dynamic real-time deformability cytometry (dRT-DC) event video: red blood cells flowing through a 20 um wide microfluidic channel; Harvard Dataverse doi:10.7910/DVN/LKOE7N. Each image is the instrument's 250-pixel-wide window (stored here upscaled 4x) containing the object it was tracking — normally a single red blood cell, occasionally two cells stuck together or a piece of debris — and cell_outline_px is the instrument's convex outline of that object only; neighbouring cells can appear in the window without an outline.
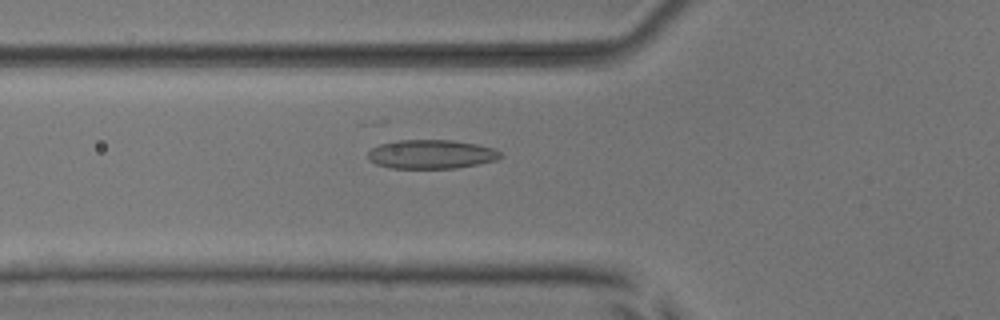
{"species": "common noctule bat (a hibernating species)", "species_latin": "Nyctalus noctula", "temperature_condition": "room temperature", "stored_images_in_passage": 38, "camera_frame_rate_fps": 3000, "um_per_image_px": 0.085, "animal": {"sex": "male", "body_mass_g": 17.9, "forearm_length_mm": 54.2}, "frame": {"image": 1, "passage_image": 19, "time_ms": 6.0, "image_size_px": [1000, 320], "cell_outline_px": [[504, 156], [496, 160], [456, 168], [392, 168], [376, 164], [368, 160], [368, 152], [372, 148], [380, 144], [396, 140], [452, 140], [476, 144], [496, 148]], "centroid_in_image_um": [36.66, 13.1], "position_along_channel_um": 89.1, "area_um2": 22.43}}
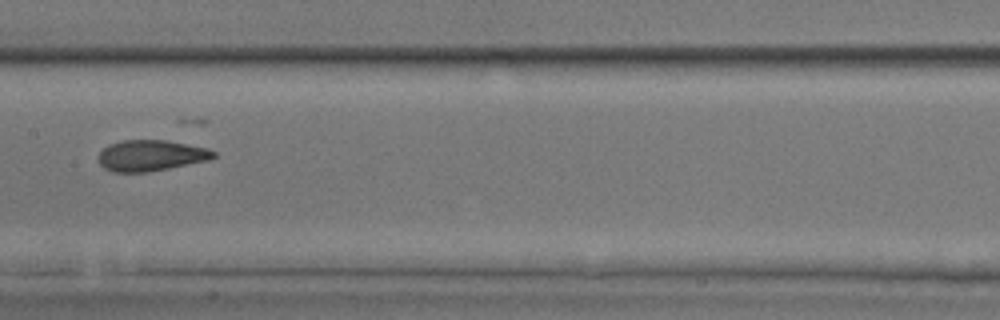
{"frame": {"image": 2, "passage_image": 27, "time_ms": 8.667, "image_size_px": [1000, 320], "cell_outline_px": [[216, 156], [208, 160], [148, 172], [112, 172], [104, 168], [100, 164], [96, 156], [108, 144], [120, 140], [168, 140], [208, 148], [216, 152]], "centroid_in_image_um": [12.79, 13.21], "position_along_channel_um": 194.6, "area_um2": 20.92}}
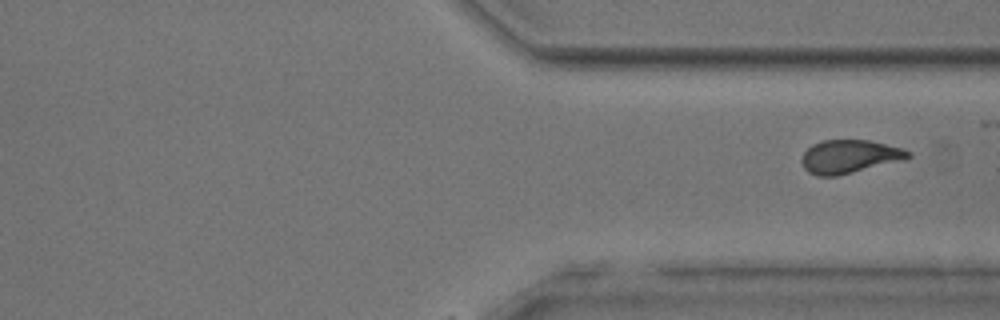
{"frame": {"image": 3, "passage_image": 38, "time_ms": 12.333, "image_size_px": [1000, 320], "cell_outline_px": [[912, 156], [904, 160], [836, 176], [816, 176], [808, 172], [804, 168], [800, 160], [804, 152], [812, 144], [820, 140], [868, 140], [900, 148], [912, 152]], "centroid_in_image_um": [72.17, 13.31], "position_along_channel_um": 339.2, "area_um2": 20.69}}